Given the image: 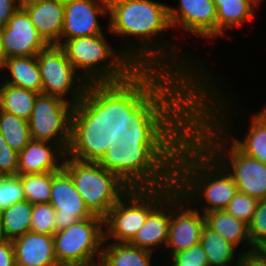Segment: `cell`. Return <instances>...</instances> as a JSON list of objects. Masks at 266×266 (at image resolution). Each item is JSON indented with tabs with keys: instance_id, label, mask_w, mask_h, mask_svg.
Here are the masks:
<instances>
[{
	"instance_id": "f546056e",
	"label": "cell",
	"mask_w": 266,
	"mask_h": 266,
	"mask_svg": "<svg viewBox=\"0 0 266 266\" xmlns=\"http://www.w3.org/2000/svg\"><path fill=\"white\" fill-rule=\"evenodd\" d=\"M56 210L50 203L37 204L32 207L30 231L54 235Z\"/></svg>"
},
{
	"instance_id": "cb8c5ba5",
	"label": "cell",
	"mask_w": 266,
	"mask_h": 266,
	"mask_svg": "<svg viewBox=\"0 0 266 266\" xmlns=\"http://www.w3.org/2000/svg\"><path fill=\"white\" fill-rule=\"evenodd\" d=\"M38 95L35 91L1 82L0 109L28 121Z\"/></svg>"
},
{
	"instance_id": "ee69618b",
	"label": "cell",
	"mask_w": 266,
	"mask_h": 266,
	"mask_svg": "<svg viewBox=\"0 0 266 266\" xmlns=\"http://www.w3.org/2000/svg\"><path fill=\"white\" fill-rule=\"evenodd\" d=\"M54 266H80V265H77V264H65V263H58Z\"/></svg>"
},
{
	"instance_id": "30bf717a",
	"label": "cell",
	"mask_w": 266,
	"mask_h": 266,
	"mask_svg": "<svg viewBox=\"0 0 266 266\" xmlns=\"http://www.w3.org/2000/svg\"><path fill=\"white\" fill-rule=\"evenodd\" d=\"M104 219L99 216L78 220L53 235L58 263L86 266L101 260L104 240Z\"/></svg>"
},
{
	"instance_id": "4fadbf2b",
	"label": "cell",
	"mask_w": 266,
	"mask_h": 266,
	"mask_svg": "<svg viewBox=\"0 0 266 266\" xmlns=\"http://www.w3.org/2000/svg\"><path fill=\"white\" fill-rule=\"evenodd\" d=\"M54 209L56 231L68 228L78 220L94 217L78 193L70 175L61 168L52 172V186L49 202Z\"/></svg>"
},
{
	"instance_id": "603a6c76",
	"label": "cell",
	"mask_w": 266,
	"mask_h": 266,
	"mask_svg": "<svg viewBox=\"0 0 266 266\" xmlns=\"http://www.w3.org/2000/svg\"><path fill=\"white\" fill-rule=\"evenodd\" d=\"M200 243L205 250L208 266H230L235 262L234 259L236 266L241 256V253L235 256L234 252L237 246L224 239L206 224L202 228Z\"/></svg>"
},
{
	"instance_id": "ba28073f",
	"label": "cell",
	"mask_w": 266,
	"mask_h": 266,
	"mask_svg": "<svg viewBox=\"0 0 266 266\" xmlns=\"http://www.w3.org/2000/svg\"><path fill=\"white\" fill-rule=\"evenodd\" d=\"M84 117L68 101L39 94L28 120L31 138L58 144L66 153L80 150Z\"/></svg>"
},
{
	"instance_id": "2e32d148",
	"label": "cell",
	"mask_w": 266,
	"mask_h": 266,
	"mask_svg": "<svg viewBox=\"0 0 266 266\" xmlns=\"http://www.w3.org/2000/svg\"><path fill=\"white\" fill-rule=\"evenodd\" d=\"M66 154L58 144L32 139L18 152V175L59 171Z\"/></svg>"
},
{
	"instance_id": "8992f818",
	"label": "cell",
	"mask_w": 266,
	"mask_h": 266,
	"mask_svg": "<svg viewBox=\"0 0 266 266\" xmlns=\"http://www.w3.org/2000/svg\"><path fill=\"white\" fill-rule=\"evenodd\" d=\"M62 168L70 175L89 211L103 219L130 190L116 174L101 166L83 147L67 153Z\"/></svg>"
},
{
	"instance_id": "8fae6325",
	"label": "cell",
	"mask_w": 266,
	"mask_h": 266,
	"mask_svg": "<svg viewBox=\"0 0 266 266\" xmlns=\"http://www.w3.org/2000/svg\"><path fill=\"white\" fill-rule=\"evenodd\" d=\"M184 198L174 188L171 191V217L166 248L170 255L190 249L200 243L202 228L205 225V216L197 208L182 205ZM189 208V209H188Z\"/></svg>"
},
{
	"instance_id": "5bb4252c",
	"label": "cell",
	"mask_w": 266,
	"mask_h": 266,
	"mask_svg": "<svg viewBox=\"0 0 266 266\" xmlns=\"http://www.w3.org/2000/svg\"><path fill=\"white\" fill-rule=\"evenodd\" d=\"M107 14L108 0H64V24L59 46L69 39L103 34L97 16Z\"/></svg>"
},
{
	"instance_id": "d590c367",
	"label": "cell",
	"mask_w": 266,
	"mask_h": 266,
	"mask_svg": "<svg viewBox=\"0 0 266 266\" xmlns=\"http://www.w3.org/2000/svg\"><path fill=\"white\" fill-rule=\"evenodd\" d=\"M0 266H16L12 240L0 242Z\"/></svg>"
},
{
	"instance_id": "277c9868",
	"label": "cell",
	"mask_w": 266,
	"mask_h": 266,
	"mask_svg": "<svg viewBox=\"0 0 266 266\" xmlns=\"http://www.w3.org/2000/svg\"><path fill=\"white\" fill-rule=\"evenodd\" d=\"M60 47L105 101L138 100L155 87L123 52L115 54L104 34L69 39Z\"/></svg>"
},
{
	"instance_id": "f35d334b",
	"label": "cell",
	"mask_w": 266,
	"mask_h": 266,
	"mask_svg": "<svg viewBox=\"0 0 266 266\" xmlns=\"http://www.w3.org/2000/svg\"><path fill=\"white\" fill-rule=\"evenodd\" d=\"M255 250L266 260V241L261 243Z\"/></svg>"
},
{
	"instance_id": "3957f363",
	"label": "cell",
	"mask_w": 266,
	"mask_h": 266,
	"mask_svg": "<svg viewBox=\"0 0 266 266\" xmlns=\"http://www.w3.org/2000/svg\"><path fill=\"white\" fill-rule=\"evenodd\" d=\"M209 82L211 83L206 79L195 88L196 108L191 115L190 134L232 176L238 191L258 200L266 199V163L243 153L232 141L230 148L227 146L230 140L226 138L225 131L231 127L228 125L229 122H226L227 113L225 114V109L221 106L225 98L223 95L219 97L217 89H214V85L211 86L214 81ZM207 84H210L209 90Z\"/></svg>"
},
{
	"instance_id": "ab89813d",
	"label": "cell",
	"mask_w": 266,
	"mask_h": 266,
	"mask_svg": "<svg viewBox=\"0 0 266 266\" xmlns=\"http://www.w3.org/2000/svg\"><path fill=\"white\" fill-rule=\"evenodd\" d=\"M35 1H38V0H17L20 7H23L24 5L35 2Z\"/></svg>"
},
{
	"instance_id": "d6a6232c",
	"label": "cell",
	"mask_w": 266,
	"mask_h": 266,
	"mask_svg": "<svg viewBox=\"0 0 266 266\" xmlns=\"http://www.w3.org/2000/svg\"><path fill=\"white\" fill-rule=\"evenodd\" d=\"M248 233L253 250L266 241V199L258 201L256 211L248 225Z\"/></svg>"
},
{
	"instance_id": "7402d4cb",
	"label": "cell",
	"mask_w": 266,
	"mask_h": 266,
	"mask_svg": "<svg viewBox=\"0 0 266 266\" xmlns=\"http://www.w3.org/2000/svg\"><path fill=\"white\" fill-rule=\"evenodd\" d=\"M217 10V37L225 36V29L239 26L256 17L254 6L258 0H213Z\"/></svg>"
},
{
	"instance_id": "9a60e30c",
	"label": "cell",
	"mask_w": 266,
	"mask_h": 266,
	"mask_svg": "<svg viewBox=\"0 0 266 266\" xmlns=\"http://www.w3.org/2000/svg\"><path fill=\"white\" fill-rule=\"evenodd\" d=\"M179 8L168 6L171 28L201 36L217 37V10L213 0H179Z\"/></svg>"
},
{
	"instance_id": "6da1fadb",
	"label": "cell",
	"mask_w": 266,
	"mask_h": 266,
	"mask_svg": "<svg viewBox=\"0 0 266 266\" xmlns=\"http://www.w3.org/2000/svg\"><path fill=\"white\" fill-rule=\"evenodd\" d=\"M192 86H155L144 98L106 101L83 119L82 147L130 189L174 184V158L190 135Z\"/></svg>"
},
{
	"instance_id": "ac0fdd59",
	"label": "cell",
	"mask_w": 266,
	"mask_h": 266,
	"mask_svg": "<svg viewBox=\"0 0 266 266\" xmlns=\"http://www.w3.org/2000/svg\"><path fill=\"white\" fill-rule=\"evenodd\" d=\"M49 45L59 46L64 24V0H38L23 6Z\"/></svg>"
},
{
	"instance_id": "836d02e7",
	"label": "cell",
	"mask_w": 266,
	"mask_h": 266,
	"mask_svg": "<svg viewBox=\"0 0 266 266\" xmlns=\"http://www.w3.org/2000/svg\"><path fill=\"white\" fill-rule=\"evenodd\" d=\"M170 257L172 260L170 266H208L207 256L201 243Z\"/></svg>"
},
{
	"instance_id": "9c48e42d",
	"label": "cell",
	"mask_w": 266,
	"mask_h": 266,
	"mask_svg": "<svg viewBox=\"0 0 266 266\" xmlns=\"http://www.w3.org/2000/svg\"><path fill=\"white\" fill-rule=\"evenodd\" d=\"M175 188L130 189L104 218V240L130 242L146 221L149 213ZM128 204V205H127Z\"/></svg>"
},
{
	"instance_id": "484cf974",
	"label": "cell",
	"mask_w": 266,
	"mask_h": 266,
	"mask_svg": "<svg viewBox=\"0 0 266 266\" xmlns=\"http://www.w3.org/2000/svg\"><path fill=\"white\" fill-rule=\"evenodd\" d=\"M232 142L245 154L266 163V108L251 118L245 138H232Z\"/></svg>"
},
{
	"instance_id": "d4e9b609",
	"label": "cell",
	"mask_w": 266,
	"mask_h": 266,
	"mask_svg": "<svg viewBox=\"0 0 266 266\" xmlns=\"http://www.w3.org/2000/svg\"><path fill=\"white\" fill-rule=\"evenodd\" d=\"M102 247L101 261L107 266H151L152 253L127 243H108Z\"/></svg>"
},
{
	"instance_id": "8d00e7d4",
	"label": "cell",
	"mask_w": 266,
	"mask_h": 266,
	"mask_svg": "<svg viewBox=\"0 0 266 266\" xmlns=\"http://www.w3.org/2000/svg\"><path fill=\"white\" fill-rule=\"evenodd\" d=\"M19 8L16 0H0V26L4 27Z\"/></svg>"
},
{
	"instance_id": "e575fe53",
	"label": "cell",
	"mask_w": 266,
	"mask_h": 266,
	"mask_svg": "<svg viewBox=\"0 0 266 266\" xmlns=\"http://www.w3.org/2000/svg\"><path fill=\"white\" fill-rule=\"evenodd\" d=\"M18 175V152L10 147L0 133V177Z\"/></svg>"
},
{
	"instance_id": "d6986e66",
	"label": "cell",
	"mask_w": 266,
	"mask_h": 266,
	"mask_svg": "<svg viewBox=\"0 0 266 266\" xmlns=\"http://www.w3.org/2000/svg\"><path fill=\"white\" fill-rule=\"evenodd\" d=\"M170 217L171 192L149 213L145 223L129 243L150 252L161 244L166 246Z\"/></svg>"
},
{
	"instance_id": "ffe728a7",
	"label": "cell",
	"mask_w": 266,
	"mask_h": 266,
	"mask_svg": "<svg viewBox=\"0 0 266 266\" xmlns=\"http://www.w3.org/2000/svg\"><path fill=\"white\" fill-rule=\"evenodd\" d=\"M4 69L10 71V79L2 83L28 89L42 94V81L37 63V55L4 59Z\"/></svg>"
},
{
	"instance_id": "f6af8a7d",
	"label": "cell",
	"mask_w": 266,
	"mask_h": 266,
	"mask_svg": "<svg viewBox=\"0 0 266 266\" xmlns=\"http://www.w3.org/2000/svg\"><path fill=\"white\" fill-rule=\"evenodd\" d=\"M2 31H3V27L0 26V50H1V44H2Z\"/></svg>"
},
{
	"instance_id": "7bdbcfd3",
	"label": "cell",
	"mask_w": 266,
	"mask_h": 266,
	"mask_svg": "<svg viewBox=\"0 0 266 266\" xmlns=\"http://www.w3.org/2000/svg\"><path fill=\"white\" fill-rule=\"evenodd\" d=\"M4 240H5V238H4V235H3V232H2L1 220H0V242H2Z\"/></svg>"
},
{
	"instance_id": "7c38bea8",
	"label": "cell",
	"mask_w": 266,
	"mask_h": 266,
	"mask_svg": "<svg viewBox=\"0 0 266 266\" xmlns=\"http://www.w3.org/2000/svg\"><path fill=\"white\" fill-rule=\"evenodd\" d=\"M48 46L23 7L3 27L1 53L4 59L34 56Z\"/></svg>"
},
{
	"instance_id": "5b68a950",
	"label": "cell",
	"mask_w": 266,
	"mask_h": 266,
	"mask_svg": "<svg viewBox=\"0 0 266 266\" xmlns=\"http://www.w3.org/2000/svg\"><path fill=\"white\" fill-rule=\"evenodd\" d=\"M174 184L185 202L205 199L202 214L224 210L238 191L232 176L191 134L175 153Z\"/></svg>"
},
{
	"instance_id": "52a82bcc",
	"label": "cell",
	"mask_w": 266,
	"mask_h": 266,
	"mask_svg": "<svg viewBox=\"0 0 266 266\" xmlns=\"http://www.w3.org/2000/svg\"><path fill=\"white\" fill-rule=\"evenodd\" d=\"M37 63L42 81V94L68 101L84 116L92 115L106 102L84 78L76 74V69L60 46L49 45L40 51L37 54ZM69 94L72 95L71 100L66 99V95Z\"/></svg>"
},
{
	"instance_id": "74e56055",
	"label": "cell",
	"mask_w": 266,
	"mask_h": 266,
	"mask_svg": "<svg viewBox=\"0 0 266 266\" xmlns=\"http://www.w3.org/2000/svg\"><path fill=\"white\" fill-rule=\"evenodd\" d=\"M236 266H266V260L256 250L243 251Z\"/></svg>"
},
{
	"instance_id": "b9f144b4",
	"label": "cell",
	"mask_w": 266,
	"mask_h": 266,
	"mask_svg": "<svg viewBox=\"0 0 266 266\" xmlns=\"http://www.w3.org/2000/svg\"><path fill=\"white\" fill-rule=\"evenodd\" d=\"M3 68H4V58L0 50V70H2V72H3Z\"/></svg>"
},
{
	"instance_id": "1f68e13d",
	"label": "cell",
	"mask_w": 266,
	"mask_h": 266,
	"mask_svg": "<svg viewBox=\"0 0 266 266\" xmlns=\"http://www.w3.org/2000/svg\"><path fill=\"white\" fill-rule=\"evenodd\" d=\"M22 200H25V196L20 178L18 176L0 177V211Z\"/></svg>"
},
{
	"instance_id": "60d3db41",
	"label": "cell",
	"mask_w": 266,
	"mask_h": 266,
	"mask_svg": "<svg viewBox=\"0 0 266 266\" xmlns=\"http://www.w3.org/2000/svg\"><path fill=\"white\" fill-rule=\"evenodd\" d=\"M99 262V263H97ZM97 262H92L91 264L89 265H86V266H107L105 263H103L101 260L97 261Z\"/></svg>"
},
{
	"instance_id": "4316f807",
	"label": "cell",
	"mask_w": 266,
	"mask_h": 266,
	"mask_svg": "<svg viewBox=\"0 0 266 266\" xmlns=\"http://www.w3.org/2000/svg\"><path fill=\"white\" fill-rule=\"evenodd\" d=\"M33 204L26 199L12 204L0 211L4 238L13 240L30 231Z\"/></svg>"
},
{
	"instance_id": "4dcf8cb0",
	"label": "cell",
	"mask_w": 266,
	"mask_h": 266,
	"mask_svg": "<svg viewBox=\"0 0 266 266\" xmlns=\"http://www.w3.org/2000/svg\"><path fill=\"white\" fill-rule=\"evenodd\" d=\"M258 199L237 191L224 209L226 212L249 225L256 211Z\"/></svg>"
},
{
	"instance_id": "f1b7e54d",
	"label": "cell",
	"mask_w": 266,
	"mask_h": 266,
	"mask_svg": "<svg viewBox=\"0 0 266 266\" xmlns=\"http://www.w3.org/2000/svg\"><path fill=\"white\" fill-rule=\"evenodd\" d=\"M20 178L25 199L33 205L50 202L52 172L17 175Z\"/></svg>"
},
{
	"instance_id": "83f0119b",
	"label": "cell",
	"mask_w": 266,
	"mask_h": 266,
	"mask_svg": "<svg viewBox=\"0 0 266 266\" xmlns=\"http://www.w3.org/2000/svg\"><path fill=\"white\" fill-rule=\"evenodd\" d=\"M0 133L12 149L20 152L32 140L29 123L0 109Z\"/></svg>"
},
{
	"instance_id": "e0dca14e",
	"label": "cell",
	"mask_w": 266,
	"mask_h": 266,
	"mask_svg": "<svg viewBox=\"0 0 266 266\" xmlns=\"http://www.w3.org/2000/svg\"><path fill=\"white\" fill-rule=\"evenodd\" d=\"M16 266H54L55 256L53 235L29 231L12 240Z\"/></svg>"
},
{
	"instance_id": "44dd1931",
	"label": "cell",
	"mask_w": 266,
	"mask_h": 266,
	"mask_svg": "<svg viewBox=\"0 0 266 266\" xmlns=\"http://www.w3.org/2000/svg\"><path fill=\"white\" fill-rule=\"evenodd\" d=\"M204 216L205 224L210 229L217 232L235 246L240 245L241 242L245 243L244 245L247 244L250 248L245 252L253 251L247 224L235 218L225 210H213L204 213Z\"/></svg>"
},
{
	"instance_id": "7a4b0ae2",
	"label": "cell",
	"mask_w": 266,
	"mask_h": 266,
	"mask_svg": "<svg viewBox=\"0 0 266 266\" xmlns=\"http://www.w3.org/2000/svg\"><path fill=\"white\" fill-rule=\"evenodd\" d=\"M168 6L153 0H108V30L116 35L134 36L139 40V47L135 44L133 47L129 45L130 48H124L122 52L155 86L196 88L210 78L206 76V70H201V65L198 66L199 69L195 68L192 61L185 59L182 54L179 55L177 45L168 49L166 46L165 49L161 41L155 44L153 42L156 36L161 35L159 33L171 27ZM198 70H201L200 74Z\"/></svg>"
}]
</instances>
